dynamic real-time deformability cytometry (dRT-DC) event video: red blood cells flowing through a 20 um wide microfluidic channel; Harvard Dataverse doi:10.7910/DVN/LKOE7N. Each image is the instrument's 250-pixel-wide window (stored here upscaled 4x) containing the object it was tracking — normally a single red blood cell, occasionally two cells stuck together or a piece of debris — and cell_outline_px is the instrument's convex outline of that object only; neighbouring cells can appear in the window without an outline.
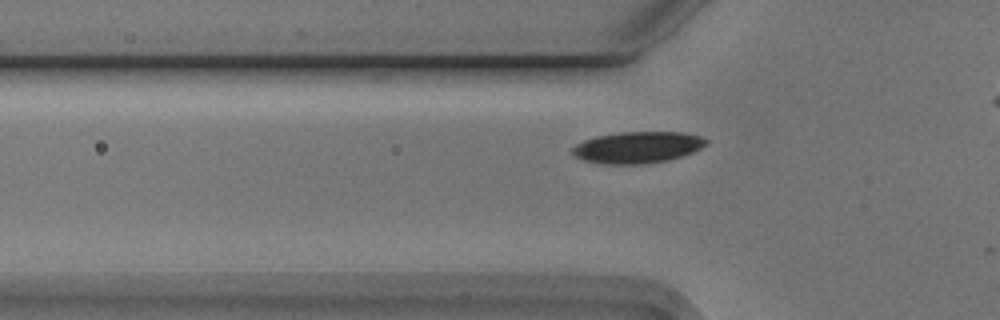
{"species": "Egyptian fruit bat (a non-hibernating species)", "species_latin": "Rousettus aegyptiacus", "temperature_condition": "cold", "stored_images_in_passage": 4, "camera_frame_rate_fps": 3000, "um_per_image_px": 0.085, "animal": {"sex": "male"}, "frame": {"image": 1, "passage_image": 2, "time_ms": 0.333, "image_size_px": [1000, 320], "cell_outline_px": [[708, 140], [700, 148], [692, 152], [668, 160], [644, 164], [604, 164], [584, 160], [576, 156], [572, 152], [572, 148], [576, 144], [584, 140], [596, 136], [620, 132], [684, 132], [700, 136]], "centroid_in_image_um": [54.17, 12.52], "position_along_channel_um": 71.6, "area_um2": 24.39}}